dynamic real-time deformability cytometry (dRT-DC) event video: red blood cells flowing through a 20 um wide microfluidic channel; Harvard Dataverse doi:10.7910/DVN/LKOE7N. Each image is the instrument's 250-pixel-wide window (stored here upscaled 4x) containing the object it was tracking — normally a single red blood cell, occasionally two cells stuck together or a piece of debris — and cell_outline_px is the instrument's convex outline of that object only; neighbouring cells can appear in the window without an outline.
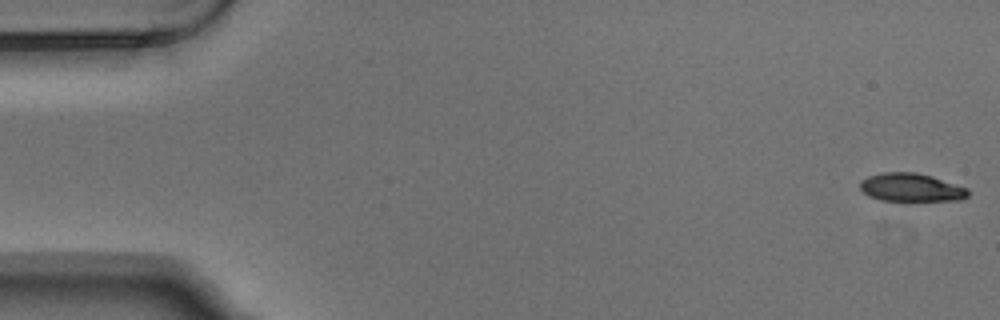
{"species": "Egyptian fruit bat (a non-hibernating species)", "species_latin": "Rousettus aegyptiacus", "temperature_condition": "warm", "stored_images_in_passage": 4, "camera_frame_rate_fps": 3000, "um_per_image_px": 0.085, "animal": {"sex": "male"}, "frame": {"image": 1, "passage_image": 1, "time_ms": 0.0, "image_size_px": [1000, 320], "cell_outline_px": [[968, 196], [964, 200], [904, 204], [880, 200], [868, 196], [860, 188], [860, 180], [868, 176], [884, 172], [916, 172], [932, 176], [968, 188]], "centroid_in_image_um": [77.47, 16.0], "position_along_channel_um": 7.5, "area_um2": 18.96}}
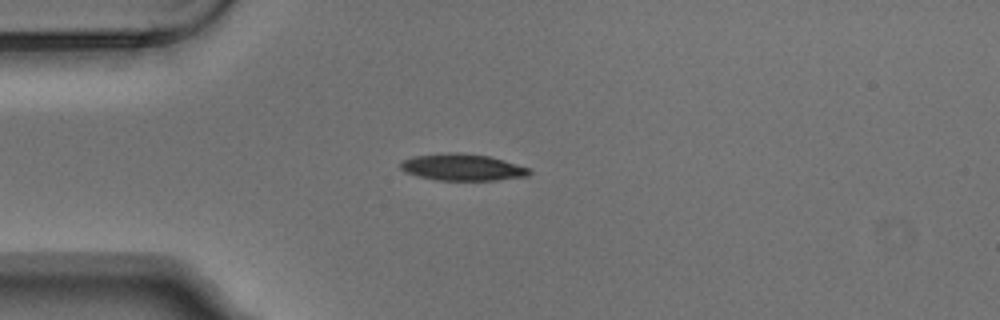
{"frame": {"image": 2, "passage_image": 4, "time_ms": 1.0, "image_size_px": [1000, 320], "cell_outline_px": [[532, 172], [528, 176], [496, 180], [436, 180], [404, 172], [400, 168], [400, 160], [412, 156], [448, 152], [460, 152], [488, 156], [504, 160], [528, 168]], "centroid_in_image_um": [39.26, 14.21], "position_along_channel_um": 45.7, "area_um2": 20.11}}